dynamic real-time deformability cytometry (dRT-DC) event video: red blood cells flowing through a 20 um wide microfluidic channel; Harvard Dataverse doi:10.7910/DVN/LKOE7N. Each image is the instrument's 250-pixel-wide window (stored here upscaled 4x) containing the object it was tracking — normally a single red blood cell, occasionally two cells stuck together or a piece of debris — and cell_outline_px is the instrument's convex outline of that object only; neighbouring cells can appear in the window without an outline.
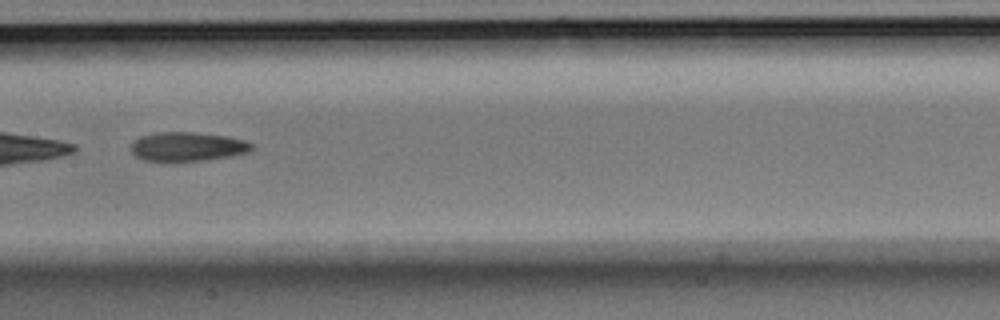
{"species": "Egyptian fruit bat (a non-hibernating species)", "species_latin": "Rousettus aegyptiacus", "temperature_condition": "room temperature", "stored_images_in_passage": 8, "camera_frame_rate_fps": 3000, "um_per_image_px": 0.085, "animal": {"sex": "male"}, "frame": {"image": 1, "passage_image": 7, "time_ms": 2.0, "image_size_px": [1000, 320], "cell_outline_px": [[256, 148], [248, 152], [232, 156], [208, 160], [172, 164], [164, 164], [144, 160], [136, 156], [132, 152], [132, 144], [140, 136], [156, 132], [192, 132], [228, 136], [244, 140], [256, 144]], "centroid_in_image_um": [15.96, 12.51], "position_along_channel_um": 191.4, "area_um2": 21.44}}
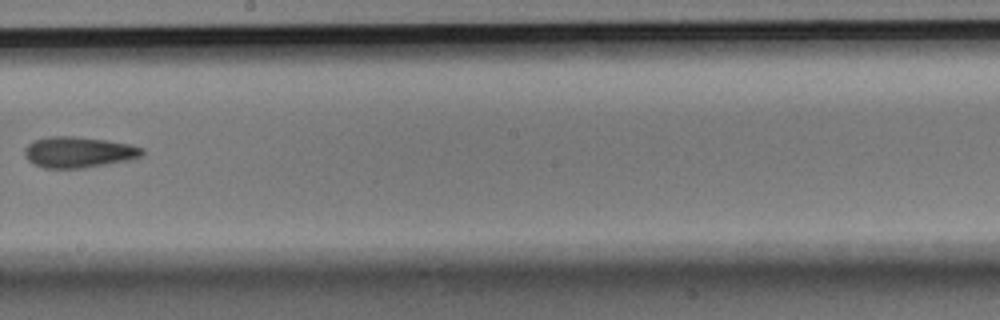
{"frame": {"image": 2, "passage_image": 8, "time_ms": 2.333, "image_size_px": [1000, 320], "cell_outline_px": [[144, 152], [140, 156], [128, 160], [84, 168], [44, 168], [28, 160], [24, 156], [24, 148], [32, 140], [48, 136], [72, 136], [108, 140], [132, 144], [144, 148]], "centroid_in_image_um": [6.66, 12.92], "position_along_channel_um": 241.5, "area_um2": 21.33}}